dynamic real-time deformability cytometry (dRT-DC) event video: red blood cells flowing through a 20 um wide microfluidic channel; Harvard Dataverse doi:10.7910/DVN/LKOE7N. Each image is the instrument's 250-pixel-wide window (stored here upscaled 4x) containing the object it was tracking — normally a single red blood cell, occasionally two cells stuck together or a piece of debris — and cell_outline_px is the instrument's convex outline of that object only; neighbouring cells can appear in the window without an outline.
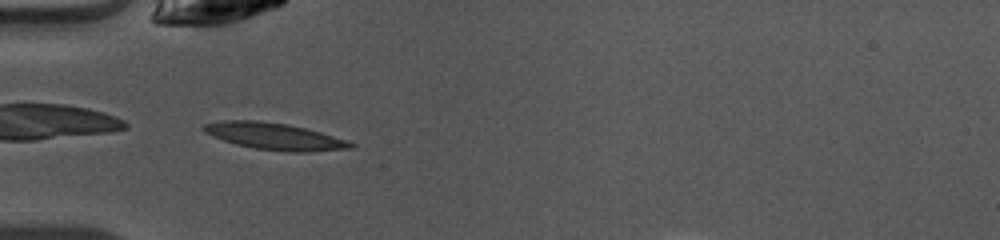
{"species": "common noctule bat (a hibernating species)", "species_latin": "Nyctalus noctula", "temperature_condition": "warm", "stored_images_in_passage": 23, "camera_frame_rate_fps": 3000, "um_per_image_px": 0.085, "animal": {"sex": "female", "body_mass_g": 10.0, "forearm_length_mm": 53.1}, "frame": {"image": 1, "passage_image": 1, "time_ms": 0.0, "image_size_px": [1000, 240], "cell_outline_px": [[356, 144], [352, 148], [308, 152], [288, 152], [256, 148], [236, 144], [224, 140], [204, 132], [200, 128], [204, 124], [224, 120], [256, 120], [288, 124], [320, 132], [348, 140]], "centroid_in_image_um": [23.35, 11.58], "position_along_channel_um": 61.7, "area_um2": 22.83}}
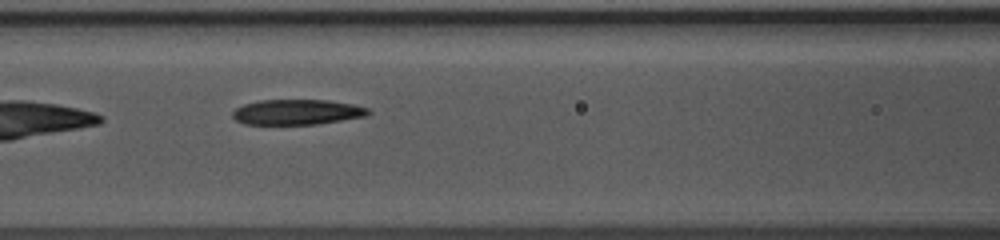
{"frame": {"image": 2, "passage_image": 7, "time_ms": 2.0, "image_size_px": [1000, 240], "cell_outline_px": [[372, 112], [368, 116], [316, 124], [244, 124], [236, 120], [232, 116], [232, 112], [236, 108], [244, 104], [260, 100], [328, 100], [352, 104], [368, 108]], "centroid_in_image_um": [25.27, 9.52], "position_along_channel_um": 141.3, "area_um2": 20.0}}
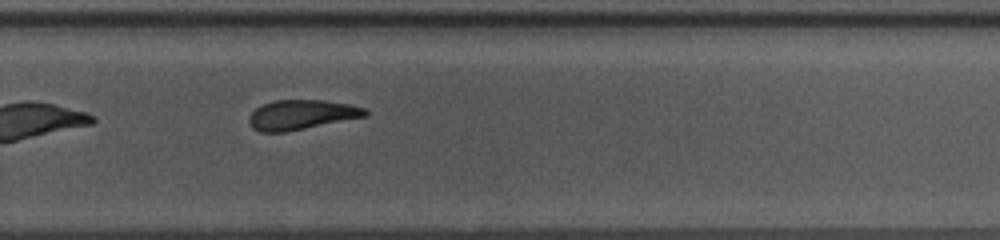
{"frame": {"image": 3, "passage_image": 19, "time_ms": 6.0, "image_size_px": [1000, 240], "cell_outline_px": [[368, 116], [284, 132], [260, 132], [252, 128], [248, 120], [252, 112], [256, 108], [264, 104], [276, 100], [324, 100], [348, 104], [364, 108], [368, 112]], "centroid_in_image_um": [25.62, 9.75], "position_along_channel_um": 304.2, "area_um2": 19.94}}